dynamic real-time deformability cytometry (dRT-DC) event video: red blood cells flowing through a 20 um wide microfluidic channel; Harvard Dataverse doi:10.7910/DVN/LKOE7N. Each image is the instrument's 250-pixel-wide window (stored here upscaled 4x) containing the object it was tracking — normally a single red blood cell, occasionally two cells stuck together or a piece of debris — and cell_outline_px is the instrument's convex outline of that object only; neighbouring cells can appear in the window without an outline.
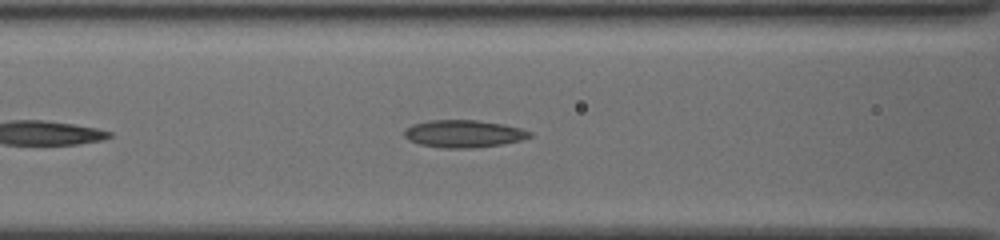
{"species": "common noctule bat (a hibernating species)", "species_latin": "Nyctalus noctula", "temperature_condition": "cold", "stored_images_in_passage": 34, "camera_frame_rate_fps": 3000, "um_per_image_px": 0.085, "animal": {"sex": "female", "body_mass_g": 19.5, "forearm_length_mm": 54.1}, "frame": {"image": 1, "passage_image": 8, "time_ms": 2.333, "image_size_px": [1000, 240], "cell_outline_px": [[532, 136], [520, 140], [500, 144], [476, 148], [440, 148], [420, 144], [408, 140], [404, 136], [404, 128], [412, 124], [428, 120], [476, 120], [504, 124], [520, 128], [532, 132]], "centroid_in_image_um": [39.37, 11.36], "position_along_channel_um": 127.2, "area_um2": 20.17}}
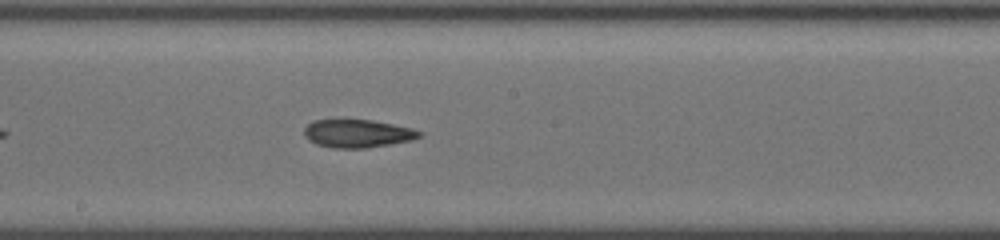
{"frame": {"image": 2, "passage_image": 15, "time_ms": 4.667, "image_size_px": [1000, 240], "cell_outline_px": [[424, 136], [412, 140], [364, 148], [332, 148], [316, 144], [308, 140], [304, 136], [304, 128], [312, 120], [372, 120], [412, 128], [424, 132]], "centroid_in_image_um": [30.4, 11.35], "position_along_channel_um": 217.8, "area_um2": 18.9}}
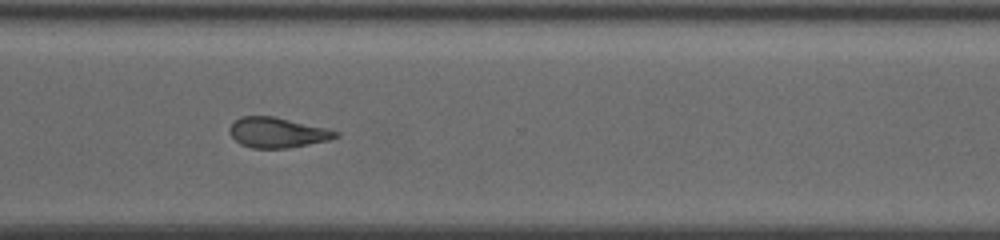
{"frame": {"image": 3, "passage_image": 25, "time_ms": 8.0, "image_size_px": [1000, 240], "cell_outline_px": [[340, 136], [328, 140], [288, 148], [252, 148], [240, 144], [232, 136], [228, 128], [240, 116], [272, 116], [324, 128], [340, 132]], "centroid_in_image_um": [23.55, 11.27], "position_along_channel_um": 347.0, "area_um2": 18.38}, "authors_computed_cell_mechanics": {"area_um2": 19.1607, "velocity_mm_per_s": 3.8882, "shape_relaxation_time_tau1_ms": null, "shape_relaxation_time_tau2_ms": 6.624, "deformation_change_tau1": null, "deformation_change_tau2": 0.1564}}